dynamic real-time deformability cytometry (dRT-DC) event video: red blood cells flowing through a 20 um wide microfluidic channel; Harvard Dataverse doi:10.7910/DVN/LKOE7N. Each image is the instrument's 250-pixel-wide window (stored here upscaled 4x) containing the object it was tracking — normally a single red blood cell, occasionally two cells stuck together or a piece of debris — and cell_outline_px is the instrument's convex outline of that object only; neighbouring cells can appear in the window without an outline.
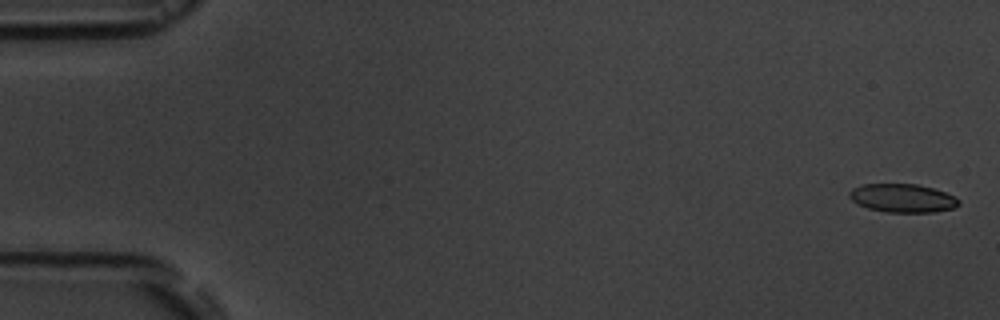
{"species": "common noctule bat (a hibernating species)", "species_latin": "Nyctalus noctula", "temperature_condition": "room temperature", "stored_images_in_passage": 4, "camera_frame_rate_fps": 3000, "um_per_image_px": 0.085, "animal": {"sex": "male", "body_mass_g": 19.5, "forearm_length_mm": 54.6}, "frame": {"image": 1, "passage_image": 1, "time_ms": 0.0, "image_size_px": [1000, 320], "cell_outline_px": [[960, 204], [956, 208], [936, 212], [884, 212], [868, 208], [856, 204], [848, 196], [848, 192], [852, 188], [864, 184], [916, 184], [932, 188], [956, 196], [960, 200]], "centroid_in_image_um": [76.73, 16.85], "position_along_channel_um": 8.3, "area_um2": 18.38}}